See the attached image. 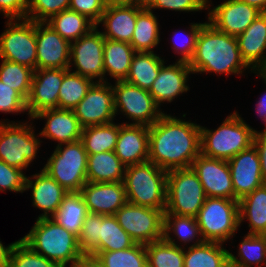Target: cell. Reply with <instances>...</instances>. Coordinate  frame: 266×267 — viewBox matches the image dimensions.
<instances>
[{
  "label": "cell",
  "instance_id": "7c38bea8",
  "mask_svg": "<svg viewBox=\"0 0 266 267\" xmlns=\"http://www.w3.org/2000/svg\"><path fill=\"white\" fill-rule=\"evenodd\" d=\"M164 211L126 202L115 214L135 243L149 244L164 237Z\"/></svg>",
  "mask_w": 266,
  "mask_h": 267
},
{
  "label": "cell",
  "instance_id": "6f0895ef",
  "mask_svg": "<svg viewBox=\"0 0 266 267\" xmlns=\"http://www.w3.org/2000/svg\"><path fill=\"white\" fill-rule=\"evenodd\" d=\"M247 3L253 7H256L262 13H266V0H240Z\"/></svg>",
  "mask_w": 266,
  "mask_h": 267
},
{
  "label": "cell",
  "instance_id": "ac0fdd59",
  "mask_svg": "<svg viewBox=\"0 0 266 267\" xmlns=\"http://www.w3.org/2000/svg\"><path fill=\"white\" fill-rule=\"evenodd\" d=\"M234 188V200H240L264 184L256 147L239 152L228 160Z\"/></svg>",
  "mask_w": 266,
  "mask_h": 267
},
{
  "label": "cell",
  "instance_id": "680465c9",
  "mask_svg": "<svg viewBox=\"0 0 266 267\" xmlns=\"http://www.w3.org/2000/svg\"><path fill=\"white\" fill-rule=\"evenodd\" d=\"M106 4H131L136 3V0H105Z\"/></svg>",
  "mask_w": 266,
  "mask_h": 267
},
{
  "label": "cell",
  "instance_id": "9c48e42d",
  "mask_svg": "<svg viewBox=\"0 0 266 267\" xmlns=\"http://www.w3.org/2000/svg\"><path fill=\"white\" fill-rule=\"evenodd\" d=\"M206 198L204 188L191 167L167 171L164 214L196 217Z\"/></svg>",
  "mask_w": 266,
  "mask_h": 267
},
{
  "label": "cell",
  "instance_id": "3957f363",
  "mask_svg": "<svg viewBox=\"0 0 266 267\" xmlns=\"http://www.w3.org/2000/svg\"><path fill=\"white\" fill-rule=\"evenodd\" d=\"M20 239L58 267H73L84 255L78 237L52 218H37L30 231Z\"/></svg>",
  "mask_w": 266,
  "mask_h": 267
},
{
  "label": "cell",
  "instance_id": "d590c367",
  "mask_svg": "<svg viewBox=\"0 0 266 267\" xmlns=\"http://www.w3.org/2000/svg\"><path fill=\"white\" fill-rule=\"evenodd\" d=\"M122 124L112 122L84 127L82 129L81 141L87 154L114 151L119 135V128Z\"/></svg>",
  "mask_w": 266,
  "mask_h": 267
},
{
  "label": "cell",
  "instance_id": "ffe728a7",
  "mask_svg": "<svg viewBox=\"0 0 266 267\" xmlns=\"http://www.w3.org/2000/svg\"><path fill=\"white\" fill-rule=\"evenodd\" d=\"M164 63L149 93L155 103L161 108L164 103H171L190 90L188 79L193 74L188 62L176 61L173 64ZM162 103V104H161Z\"/></svg>",
  "mask_w": 266,
  "mask_h": 267
},
{
  "label": "cell",
  "instance_id": "f6af8a7d",
  "mask_svg": "<svg viewBox=\"0 0 266 267\" xmlns=\"http://www.w3.org/2000/svg\"><path fill=\"white\" fill-rule=\"evenodd\" d=\"M70 0H28L26 19L45 22L51 16L68 10Z\"/></svg>",
  "mask_w": 266,
  "mask_h": 267
},
{
  "label": "cell",
  "instance_id": "74e56055",
  "mask_svg": "<svg viewBox=\"0 0 266 267\" xmlns=\"http://www.w3.org/2000/svg\"><path fill=\"white\" fill-rule=\"evenodd\" d=\"M94 83L90 78L68 70L64 76L58 95V108L73 110L85 97Z\"/></svg>",
  "mask_w": 266,
  "mask_h": 267
},
{
  "label": "cell",
  "instance_id": "91938a15",
  "mask_svg": "<svg viewBox=\"0 0 266 267\" xmlns=\"http://www.w3.org/2000/svg\"><path fill=\"white\" fill-rule=\"evenodd\" d=\"M223 267H244L242 265L236 264L232 262L231 260H228Z\"/></svg>",
  "mask_w": 266,
  "mask_h": 267
},
{
  "label": "cell",
  "instance_id": "e0dca14e",
  "mask_svg": "<svg viewBox=\"0 0 266 267\" xmlns=\"http://www.w3.org/2000/svg\"><path fill=\"white\" fill-rule=\"evenodd\" d=\"M69 69L43 68L35 70L27 99L28 118L46 109L58 108V95L64 74Z\"/></svg>",
  "mask_w": 266,
  "mask_h": 267
},
{
  "label": "cell",
  "instance_id": "2e32d148",
  "mask_svg": "<svg viewBox=\"0 0 266 267\" xmlns=\"http://www.w3.org/2000/svg\"><path fill=\"white\" fill-rule=\"evenodd\" d=\"M191 168L197 174L207 197L234 199V188L227 160L210 158L201 153Z\"/></svg>",
  "mask_w": 266,
  "mask_h": 267
},
{
  "label": "cell",
  "instance_id": "11a10c76",
  "mask_svg": "<svg viewBox=\"0 0 266 267\" xmlns=\"http://www.w3.org/2000/svg\"><path fill=\"white\" fill-rule=\"evenodd\" d=\"M16 242L17 241L5 246L2 241H0V267H9L11 252Z\"/></svg>",
  "mask_w": 266,
  "mask_h": 267
},
{
  "label": "cell",
  "instance_id": "94428289",
  "mask_svg": "<svg viewBox=\"0 0 266 267\" xmlns=\"http://www.w3.org/2000/svg\"><path fill=\"white\" fill-rule=\"evenodd\" d=\"M151 1L152 0H136V4L147 7L151 3Z\"/></svg>",
  "mask_w": 266,
  "mask_h": 267
},
{
  "label": "cell",
  "instance_id": "277c9868",
  "mask_svg": "<svg viewBox=\"0 0 266 267\" xmlns=\"http://www.w3.org/2000/svg\"><path fill=\"white\" fill-rule=\"evenodd\" d=\"M257 132L259 131L247 124L239 112L234 111L215 130L200 125L201 154L228 161L253 145Z\"/></svg>",
  "mask_w": 266,
  "mask_h": 267
},
{
  "label": "cell",
  "instance_id": "6da1fadb",
  "mask_svg": "<svg viewBox=\"0 0 266 267\" xmlns=\"http://www.w3.org/2000/svg\"><path fill=\"white\" fill-rule=\"evenodd\" d=\"M200 153V124L163 113L149 126L148 161L158 167L188 168Z\"/></svg>",
  "mask_w": 266,
  "mask_h": 267
},
{
  "label": "cell",
  "instance_id": "f907efd6",
  "mask_svg": "<svg viewBox=\"0 0 266 267\" xmlns=\"http://www.w3.org/2000/svg\"><path fill=\"white\" fill-rule=\"evenodd\" d=\"M106 5L105 0H70L69 9L86 16L97 25Z\"/></svg>",
  "mask_w": 266,
  "mask_h": 267
},
{
  "label": "cell",
  "instance_id": "603a6c76",
  "mask_svg": "<svg viewBox=\"0 0 266 267\" xmlns=\"http://www.w3.org/2000/svg\"><path fill=\"white\" fill-rule=\"evenodd\" d=\"M88 212L114 215L126 202V191L121 182H86L79 191Z\"/></svg>",
  "mask_w": 266,
  "mask_h": 267
},
{
  "label": "cell",
  "instance_id": "8992f818",
  "mask_svg": "<svg viewBox=\"0 0 266 267\" xmlns=\"http://www.w3.org/2000/svg\"><path fill=\"white\" fill-rule=\"evenodd\" d=\"M6 120H0V160L26 170L37 159L43 141L36 136L33 122Z\"/></svg>",
  "mask_w": 266,
  "mask_h": 267
},
{
  "label": "cell",
  "instance_id": "db71d44e",
  "mask_svg": "<svg viewBox=\"0 0 266 267\" xmlns=\"http://www.w3.org/2000/svg\"><path fill=\"white\" fill-rule=\"evenodd\" d=\"M259 76V78L261 77V79H263L265 85H266V77L261 73V72H257V74ZM256 112L259 116V118L262 119L264 124V129L263 131L260 132H265L266 133V92L265 94H263V96L261 98H259V101H257L256 104Z\"/></svg>",
  "mask_w": 266,
  "mask_h": 267
},
{
  "label": "cell",
  "instance_id": "7402d4cb",
  "mask_svg": "<svg viewBox=\"0 0 266 267\" xmlns=\"http://www.w3.org/2000/svg\"><path fill=\"white\" fill-rule=\"evenodd\" d=\"M144 7L136 3L107 4L96 27L102 24L105 39L131 43L137 14Z\"/></svg>",
  "mask_w": 266,
  "mask_h": 267
},
{
  "label": "cell",
  "instance_id": "60d3db41",
  "mask_svg": "<svg viewBox=\"0 0 266 267\" xmlns=\"http://www.w3.org/2000/svg\"><path fill=\"white\" fill-rule=\"evenodd\" d=\"M92 256L103 267H148L145 245L139 243L123 250L96 252Z\"/></svg>",
  "mask_w": 266,
  "mask_h": 267
},
{
  "label": "cell",
  "instance_id": "7dc6e473",
  "mask_svg": "<svg viewBox=\"0 0 266 267\" xmlns=\"http://www.w3.org/2000/svg\"><path fill=\"white\" fill-rule=\"evenodd\" d=\"M24 171L0 160V192L23 193L27 176Z\"/></svg>",
  "mask_w": 266,
  "mask_h": 267
},
{
  "label": "cell",
  "instance_id": "b9f144b4",
  "mask_svg": "<svg viewBox=\"0 0 266 267\" xmlns=\"http://www.w3.org/2000/svg\"><path fill=\"white\" fill-rule=\"evenodd\" d=\"M34 70L16 62L2 59L0 81L18 91L26 100L29 97Z\"/></svg>",
  "mask_w": 266,
  "mask_h": 267
},
{
  "label": "cell",
  "instance_id": "4dcf8cb0",
  "mask_svg": "<svg viewBox=\"0 0 266 267\" xmlns=\"http://www.w3.org/2000/svg\"><path fill=\"white\" fill-rule=\"evenodd\" d=\"M175 237L176 239L174 240ZM163 238L168 243L181 248L182 246L185 248V245L188 247L191 242L194 243L193 245L201 244L203 242L195 217L174 214H164ZM176 240L177 242L179 241L178 243L181 245L178 244Z\"/></svg>",
  "mask_w": 266,
  "mask_h": 267
},
{
  "label": "cell",
  "instance_id": "836d02e7",
  "mask_svg": "<svg viewBox=\"0 0 266 267\" xmlns=\"http://www.w3.org/2000/svg\"><path fill=\"white\" fill-rule=\"evenodd\" d=\"M45 23L69 43L78 40L96 27L86 16L70 9L51 16Z\"/></svg>",
  "mask_w": 266,
  "mask_h": 267
},
{
  "label": "cell",
  "instance_id": "9f6ffc18",
  "mask_svg": "<svg viewBox=\"0 0 266 267\" xmlns=\"http://www.w3.org/2000/svg\"><path fill=\"white\" fill-rule=\"evenodd\" d=\"M73 267H103L98 259L91 255H83Z\"/></svg>",
  "mask_w": 266,
  "mask_h": 267
},
{
  "label": "cell",
  "instance_id": "7a4b0ae2",
  "mask_svg": "<svg viewBox=\"0 0 266 267\" xmlns=\"http://www.w3.org/2000/svg\"><path fill=\"white\" fill-rule=\"evenodd\" d=\"M193 74L215 73L243 75L245 70L255 73L243 60L235 36L217 30L206 22L197 37L196 49L189 62Z\"/></svg>",
  "mask_w": 266,
  "mask_h": 267
},
{
  "label": "cell",
  "instance_id": "bcb514c9",
  "mask_svg": "<svg viewBox=\"0 0 266 267\" xmlns=\"http://www.w3.org/2000/svg\"><path fill=\"white\" fill-rule=\"evenodd\" d=\"M207 21L203 23H190V27H188L189 30L188 32H183L187 33L186 36L183 33H180V31H177L174 34V43H172V49L174 50L173 52L178 54L177 61H183V62H190V60L193 58V55L195 53L196 49V41L198 34L202 28V26L206 23ZM180 33V34H179ZM184 37L185 39H181V37ZM176 38V39H175ZM180 40V41H179ZM178 42V43H177ZM180 42V43H179Z\"/></svg>",
  "mask_w": 266,
  "mask_h": 267
},
{
  "label": "cell",
  "instance_id": "ab89813d",
  "mask_svg": "<svg viewBox=\"0 0 266 267\" xmlns=\"http://www.w3.org/2000/svg\"><path fill=\"white\" fill-rule=\"evenodd\" d=\"M148 267H184V248L164 238L145 245Z\"/></svg>",
  "mask_w": 266,
  "mask_h": 267
},
{
  "label": "cell",
  "instance_id": "f5cc1de1",
  "mask_svg": "<svg viewBox=\"0 0 266 267\" xmlns=\"http://www.w3.org/2000/svg\"><path fill=\"white\" fill-rule=\"evenodd\" d=\"M253 144L256 147L259 156L261 176L264 184H266V133L257 132L254 135Z\"/></svg>",
  "mask_w": 266,
  "mask_h": 267
},
{
  "label": "cell",
  "instance_id": "8fae6325",
  "mask_svg": "<svg viewBox=\"0 0 266 267\" xmlns=\"http://www.w3.org/2000/svg\"><path fill=\"white\" fill-rule=\"evenodd\" d=\"M5 22L6 29L0 34V59L19 63L35 71L36 22L28 19Z\"/></svg>",
  "mask_w": 266,
  "mask_h": 267
},
{
  "label": "cell",
  "instance_id": "ee69618b",
  "mask_svg": "<svg viewBox=\"0 0 266 267\" xmlns=\"http://www.w3.org/2000/svg\"><path fill=\"white\" fill-rule=\"evenodd\" d=\"M9 267H58L53 261L33 251L21 239L17 240L10 256Z\"/></svg>",
  "mask_w": 266,
  "mask_h": 267
},
{
  "label": "cell",
  "instance_id": "681fc988",
  "mask_svg": "<svg viewBox=\"0 0 266 267\" xmlns=\"http://www.w3.org/2000/svg\"><path fill=\"white\" fill-rule=\"evenodd\" d=\"M150 10L164 9L179 12H200L207 10V0H152L147 6Z\"/></svg>",
  "mask_w": 266,
  "mask_h": 267
},
{
  "label": "cell",
  "instance_id": "4316f807",
  "mask_svg": "<svg viewBox=\"0 0 266 267\" xmlns=\"http://www.w3.org/2000/svg\"><path fill=\"white\" fill-rule=\"evenodd\" d=\"M238 202L239 227L248 220L247 234L266 235V184L256 188Z\"/></svg>",
  "mask_w": 266,
  "mask_h": 267
},
{
  "label": "cell",
  "instance_id": "ba28073f",
  "mask_svg": "<svg viewBox=\"0 0 266 267\" xmlns=\"http://www.w3.org/2000/svg\"><path fill=\"white\" fill-rule=\"evenodd\" d=\"M195 218L203 241L224 244L239 229V202L207 197Z\"/></svg>",
  "mask_w": 266,
  "mask_h": 267
},
{
  "label": "cell",
  "instance_id": "484cf974",
  "mask_svg": "<svg viewBox=\"0 0 266 267\" xmlns=\"http://www.w3.org/2000/svg\"><path fill=\"white\" fill-rule=\"evenodd\" d=\"M236 38L245 63L255 74L261 72L266 67V13H261Z\"/></svg>",
  "mask_w": 266,
  "mask_h": 267
},
{
  "label": "cell",
  "instance_id": "8d00e7d4",
  "mask_svg": "<svg viewBox=\"0 0 266 267\" xmlns=\"http://www.w3.org/2000/svg\"><path fill=\"white\" fill-rule=\"evenodd\" d=\"M242 238L237 256L229 252V260L244 267L266 265V235L247 234Z\"/></svg>",
  "mask_w": 266,
  "mask_h": 267
},
{
  "label": "cell",
  "instance_id": "d6a6232c",
  "mask_svg": "<svg viewBox=\"0 0 266 267\" xmlns=\"http://www.w3.org/2000/svg\"><path fill=\"white\" fill-rule=\"evenodd\" d=\"M153 10L144 7L138 14L131 45L135 52H154L160 43V28Z\"/></svg>",
  "mask_w": 266,
  "mask_h": 267
},
{
  "label": "cell",
  "instance_id": "f35d334b",
  "mask_svg": "<svg viewBox=\"0 0 266 267\" xmlns=\"http://www.w3.org/2000/svg\"><path fill=\"white\" fill-rule=\"evenodd\" d=\"M100 252L118 251L134 246L131 236L119 225L114 215H104L99 231Z\"/></svg>",
  "mask_w": 266,
  "mask_h": 267
},
{
  "label": "cell",
  "instance_id": "30bf717a",
  "mask_svg": "<svg viewBox=\"0 0 266 267\" xmlns=\"http://www.w3.org/2000/svg\"><path fill=\"white\" fill-rule=\"evenodd\" d=\"M114 108L116 115L121 112L124 117L132 120L123 124L146 125L154 124L164 113L155 103L148 90L141 89L125 80L114 81Z\"/></svg>",
  "mask_w": 266,
  "mask_h": 267
},
{
  "label": "cell",
  "instance_id": "d6986e66",
  "mask_svg": "<svg viewBox=\"0 0 266 267\" xmlns=\"http://www.w3.org/2000/svg\"><path fill=\"white\" fill-rule=\"evenodd\" d=\"M36 53V70L69 67L70 43L45 22H36Z\"/></svg>",
  "mask_w": 266,
  "mask_h": 267
},
{
  "label": "cell",
  "instance_id": "6125c7cd",
  "mask_svg": "<svg viewBox=\"0 0 266 267\" xmlns=\"http://www.w3.org/2000/svg\"><path fill=\"white\" fill-rule=\"evenodd\" d=\"M261 73L266 77V67L261 71Z\"/></svg>",
  "mask_w": 266,
  "mask_h": 267
},
{
  "label": "cell",
  "instance_id": "83f0119b",
  "mask_svg": "<svg viewBox=\"0 0 266 267\" xmlns=\"http://www.w3.org/2000/svg\"><path fill=\"white\" fill-rule=\"evenodd\" d=\"M126 166L114 151L89 154L87 159V182H121Z\"/></svg>",
  "mask_w": 266,
  "mask_h": 267
},
{
  "label": "cell",
  "instance_id": "5b68a950",
  "mask_svg": "<svg viewBox=\"0 0 266 267\" xmlns=\"http://www.w3.org/2000/svg\"><path fill=\"white\" fill-rule=\"evenodd\" d=\"M123 184L127 202L165 212L166 170L149 161L131 165L126 167Z\"/></svg>",
  "mask_w": 266,
  "mask_h": 267
},
{
  "label": "cell",
  "instance_id": "44dd1931",
  "mask_svg": "<svg viewBox=\"0 0 266 267\" xmlns=\"http://www.w3.org/2000/svg\"><path fill=\"white\" fill-rule=\"evenodd\" d=\"M44 120L45 125L39 137L58 142L57 146L81 140L82 129L73 110L53 108L38 112L30 121Z\"/></svg>",
  "mask_w": 266,
  "mask_h": 267
},
{
  "label": "cell",
  "instance_id": "5bb4252c",
  "mask_svg": "<svg viewBox=\"0 0 266 267\" xmlns=\"http://www.w3.org/2000/svg\"><path fill=\"white\" fill-rule=\"evenodd\" d=\"M73 111L83 128L114 122L116 113L112 84L94 82Z\"/></svg>",
  "mask_w": 266,
  "mask_h": 267
},
{
  "label": "cell",
  "instance_id": "4fadbf2b",
  "mask_svg": "<svg viewBox=\"0 0 266 267\" xmlns=\"http://www.w3.org/2000/svg\"><path fill=\"white\" fill-rule=\"evenodd\" d=\"M104 43L105 38L98 27L70 43L68 69L72 71L75 68L72 72L90 78L94 82H105Z\"/></svg>",
  "mask_w": 266,
  "mask_h": 267
},
{
  "label": "cell",
  "instance_id": "cb8c5ba5",
  "mask_svg": "<svg viewBox=\"0 0 266 267\" xmlns=\"http://www.w3.org/2000/svg\"><path fill=\"white\" fill-rule=\"evenodd\" d=\"M114 153L126 167L148 162L149 126L122 124Z\"/></svg>",
  "mask_w": 266,
  "mask_h": 267
},
{
  "label": "cell",
  "instance_id": "1f68e13d",
  "mask_svg": "<svg viewBox=\"0 0 266 267\" xmlns=\"http://www.w3.org/2000/svg\"><path fill=\"white\" fill-rule=\"evenodd\" d=\"M222 243L203 241L184 248V267H223L229 251Z\"/></svg>",
  "mask_w": 266,
  "mask_h": 267
},
{
  "label": "cell",
  "instance_id": "816d5d0a",
  "mask_svg": "<svg viewBox=\"0 0 266 267\" xmlns=\"http://www.w3.org/2000/svg\"><path fill=\"white\" fill-rule=\"evenodd\" d=\"M28 0H0V14L7 20L26 19Z\"/></svg>",
  "mask_w": 266,
  "mask_h": 267
},
{
  "label": "cell",
  "instance_id": "e575fe53",
  "mask_svg": "<svg viewBox=\"0 0 266 267\" xmlns=\"http://www.w3.org/2000/svg\"><path fill=\"white\" fill-rule=\"evenodd\" d=\"M87 213L82 195L79 192H68L51 218L78 237Z\"/></svg>",
  "mask_w": 266,
  "mask_h": 267
},
{
  "label": "cell",
  "instance_id": "d4e9b609",
  "mask_svg": "<svg viewBox=\"0 0 266 267\" xmlns=\"http://www.w3.org/2000/svg\"><path fill=\"white\" fill-rule=\"evenodd\" d=\"M32 190V204L34 208L42 210L37 218H51L60 207L63 198L68 194L61 185L41 169L26 178L24 192Z\"/></svg>",
  "mask_w": 266,
  "mask_h": 267
},
{
  "label": "cell",
  "instance_id": "f546056e",
  "mask_svg": "<svg viewBox=\"0 0 266 267\" xmlns=\"http://www.w3.org/2000/svg\"><path fill=\"white\" fill-rule=\"evenodd\" d=\"M164 60L155 52H135L125 81L149 91L161 66L166 63Z\"/></svg>",
  "mask_w": 266,
  "mask_h": 267
},
{
  "label": "cell",
  "instance_id": "c3c4849f",
  "mask_svg": "<svg viewBox=\"0 0 266 267\" xmlns=\"http://www.w3.org/2000/svg\"><path fill=\"white\" fill-rule=\"evenodd\" d=\"M0 112L4 114L27 112V100L2 81H0Z\"/></svg>",
  "mask_w": 266,
  "mask_h": 267
},
{
  "label": "cell",
  "instance_id": "52a82bcc",
  "mask_svg": "<svg viewBox=\"0 0 266 267\" xmlns=\"http://www.w3.org/2000/svg\"><path fill=\"white\" fill-rule=\"evenodd\" d=\"M42 168L68 192H79L87 182L88 154L81 140L56 146Z\"/></svg>",
  "mask_w": 266,
  "mask_h": 267
},
{
  "label": "cell",
  "instance_id": "9a60e30c",
  "mask_svg": "<svg viewBox=\"0 0 266 267\" xmlns=\"http://www.w3.org/2000/svg\"><path fill=\"white\" fill-rule=\"evenodd\" d=\"M210 4L213 9L209 8ZM207 9V21L217 30L235 37L242 34L262 13L256 7L240 0H224L217 6L207 0Z\"/></svg>",
  "mask_w": 266,
  "mask_h": 267
},
{
  "label": "cell",
  "instance_id": "7bdbcfd3",
  "mask_svg": "<svg viewBox=\"0 0 266 267\" xmlns=\"http://www.w3.org/2000/svg\"><path fill=\"white\" fill-rule=\"evenodd\" d=\"M103 214L88 212L78 236V244L84 255L100 252V226Z\"/></svg>",
  "mask_w": 266,
  "mask_h": 267
},
{
  "label": "cell",
  "instance_id": "f1b7e54d",
  "mask_svg": "<svg viewBox=\"0 0 266 267\" xmlns=\"http://www.w3.org/2000/svg\"><path fill=\"white\" fill-rule=\"evenodd\" d=\"M134 53L135 50L130 43L105 39L103 52L105 82H108L106 78L108 75L115 81L125 80Z\"/></svg>",
  "mask_w": 266,
  "mask_h": 267
}]
</instances>
